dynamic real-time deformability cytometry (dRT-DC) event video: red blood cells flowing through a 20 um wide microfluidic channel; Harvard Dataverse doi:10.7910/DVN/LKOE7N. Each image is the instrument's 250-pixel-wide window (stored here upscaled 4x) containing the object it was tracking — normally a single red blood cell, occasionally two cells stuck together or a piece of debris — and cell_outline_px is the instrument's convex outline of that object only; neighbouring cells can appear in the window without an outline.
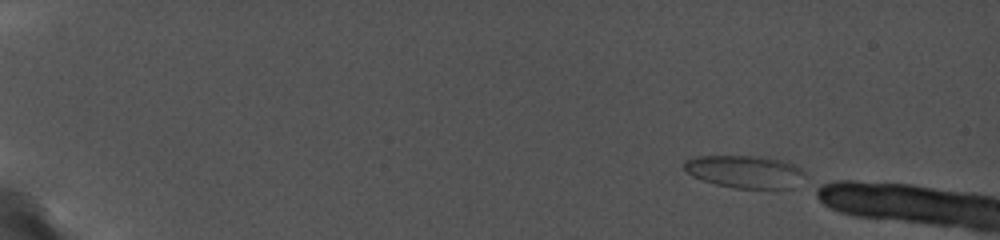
{"species": "common noctule bat (a hibernating species)", "species_latin": "Nyctalus noctula", "temperature_condition": "cold", "stored_images_in_passage": 18, "camera_frame_rate_fps": 5000, "um_per_image_px": 0.085, "animal": {"sex": "female", "body_mass_g": 19.0, "forearm_length_mm": 56.7}, "frame": {"image": 1, "passage_image": 1, "time_ms": 0.0, "image_size_px": [1000, 240], "cell_outline_px": [[804, 176], [792, 188], [736, 188], [716, 184], [692, 176], [684, 168], [684, 160], [696, 156], [760, 156], [788, 160], [796, 164], [804, 172]], "centroid_in_image_um": [63.34, 14.57], "position_along_channel_um": 21.7, "area_um2": 23.0}}
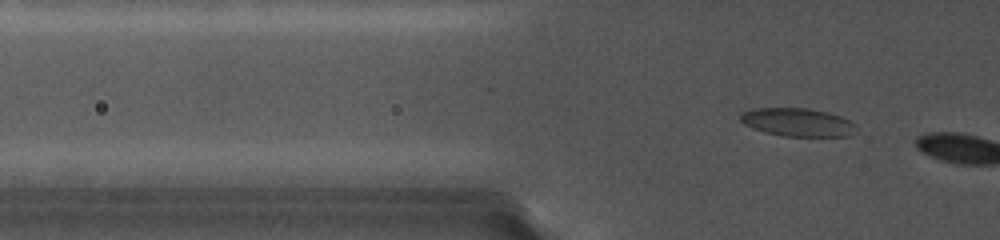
{"frame": {"image": 2, "passage_image": 13, "time_ms": 4.8, "image_size_px": [1000, 240], "cell_outline_px": [[860, 132], [852, 136], [784, 136], [764, 132], [752, 128], [744, 124], [740, 120], [740, 112], [752, 108], [804, 108], [824, 112], [840, 116], [856, 124]], "centroid_in_image_um": [67.82, 10.4], "position_along_channel_um": 58.0, "area_um2": 19.25}}